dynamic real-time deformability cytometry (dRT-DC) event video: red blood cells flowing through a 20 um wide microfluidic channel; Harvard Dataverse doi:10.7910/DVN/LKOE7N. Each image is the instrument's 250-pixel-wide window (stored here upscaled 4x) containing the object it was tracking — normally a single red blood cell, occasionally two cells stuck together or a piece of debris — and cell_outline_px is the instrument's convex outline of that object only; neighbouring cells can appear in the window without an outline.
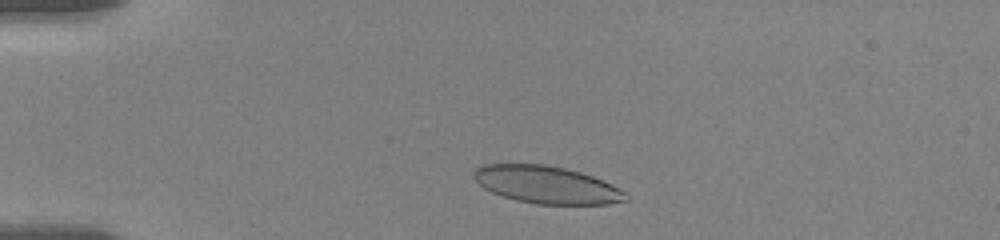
{"species": "human", "species_latin": "Homo sapiens", "temperature_condition": "room temperature", "stored_images_in_passage": 22, "camera_frame_rate_fps": 3000, "um_per_image_px": 0.085, "donor": {"sex": "female"}, "frame": {"image": 1, "passage_image": 10, "time_ms": 1.333, "image_size_px": [1000, 240], "cell_outline_px": [[628, 200], [608, 204], [536, 204], [516, 200], [492, 192], [484, 188], [472, 176], [472, 172], [476, 168], [484, 164], [548, 164], [580, 172], [592, 176], [612, 184], [624, 192], [628, 196]], "centroid_in_image_um": [46.45, 15.7], "position_along_channel_um": 38.5, "area_um2": 33.06}}